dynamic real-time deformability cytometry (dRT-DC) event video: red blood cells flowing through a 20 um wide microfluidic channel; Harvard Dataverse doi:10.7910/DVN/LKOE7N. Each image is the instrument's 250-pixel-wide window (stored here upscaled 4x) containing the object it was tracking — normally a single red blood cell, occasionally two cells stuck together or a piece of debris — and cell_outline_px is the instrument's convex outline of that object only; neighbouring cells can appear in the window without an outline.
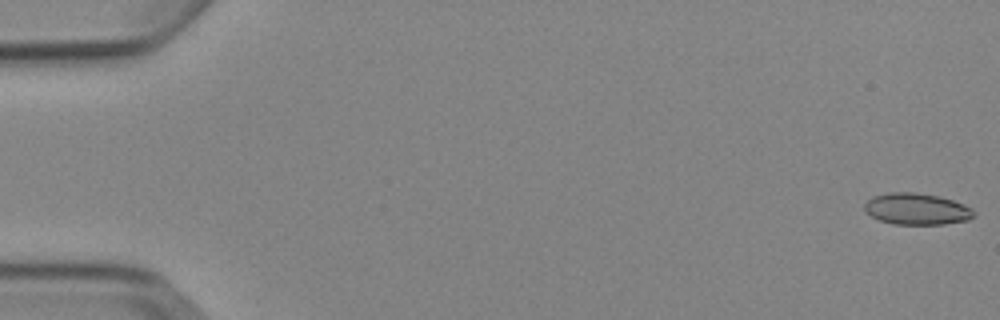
{"species": "Egyptian fruit bat (a non-hibernating species)", "species_latin": "Rousettus aegyptiacus", "temperature_condition": "cold", "stored_images_in_passage": 5, "camera_frame_rate_fps": 3000, "um_per_image_px": 0.085, "animal": {"sex": "female"}, "frame": {"image": 1, "passage_image": 1, "time_ms": 0.0, "image_size_px": [1000, 320], "cell_outline_px": [[976, 216], [968, 220], [944, 224], [892, 224], [880, 220], [864, 212], [864, 204], [872, 196], [888, 192], [916, 192], [940, 196], [964, 204], [972, 208], [976, 212]], "centroid_in_image_um": [77.93, 17.76], "position_along_channel_um": 7.1, "area_um2": 20.35}}
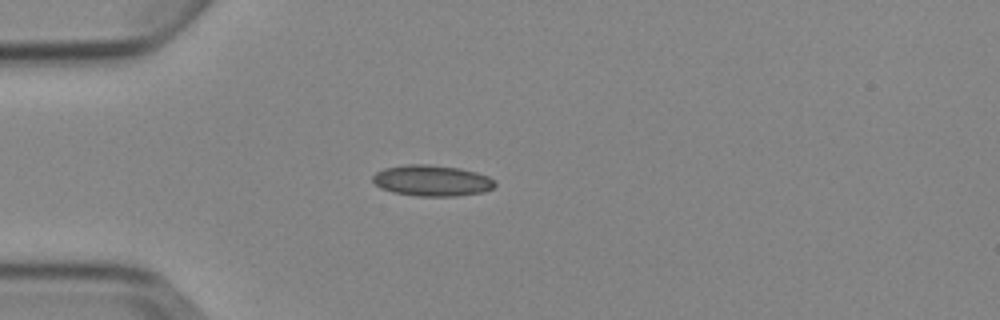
{"frame": {"image": 2, "passage_image": 5, "time_ms": 4.667, "image_size_px": [1000, 320], "cell_outline_px": [[496, 184], [492, 188], [484, 192], [456, 196], [420, 196], [392, 192], [380, 188], [372, 180], [372, 176], [376, 172], [384, 168], [408, 164], [428, 164], [460, 168], [476, 172], [488, 176]], "centroid_in_image_um": [36.7, 15.35], "position_along_channel_um": 48.3, "area_um2": 22.08}}